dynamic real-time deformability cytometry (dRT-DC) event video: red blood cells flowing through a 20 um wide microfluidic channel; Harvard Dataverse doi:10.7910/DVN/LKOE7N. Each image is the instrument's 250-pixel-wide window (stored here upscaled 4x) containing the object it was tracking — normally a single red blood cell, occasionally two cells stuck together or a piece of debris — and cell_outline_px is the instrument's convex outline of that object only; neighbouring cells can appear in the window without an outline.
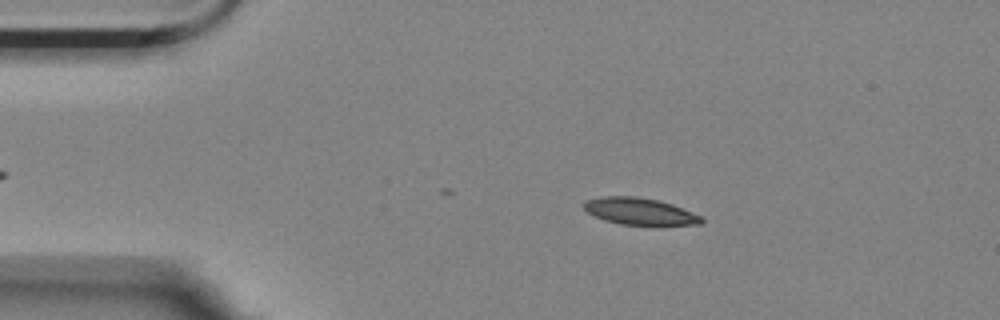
{"species": "Egyptian fruit bat (a non-hibernating species)", "species_latin": "Rousettus aegyptiacus", "temperature_condition": "room temperature", "stored_images_in_passage": 10, "camera_frame_rate_fps": 3000, "um_per_image_px": 0.085, "animal": {"sex": "female"}, "frame": {"image": 1, "passage_image": 2, "time_ms": 0.333, "image_size_px": [1000, 320], "cell_outline_px": [[704, 220], [700, 224], [620, 224], [604, 220], [588, 212], [584, 208], [584, 200], [600, 196], [636, 196], [660, 200], [672, 204], [700, 216]], "centroid_in_image_um": [54.32, 17.93], "position_along_channel_um": 30.7, "area_um2": 18.09}}
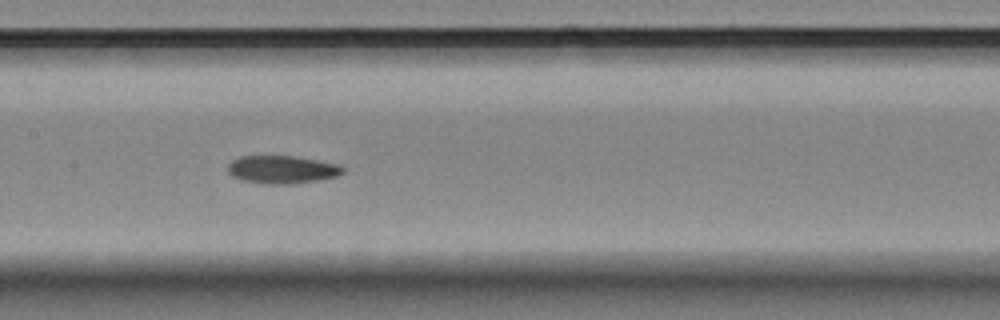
{"frame": {"image": 2, "passage_image": 7, "time_ms": 2.0, "image_size_px": [1000, 320], "cell_outline_px": [[344, 172], [336, 176], [316, 180], [288, 184], [264, 184], [240, 180], [232, 176], [228, 172], [228, 164], [232, 160], [240, 156], [296, 156], [340, 164], [344, 168]], "centroid_in_image_um": [23.95, 14.4], "position_along_channel_um": 183.4, "area_um2": 18.79}}
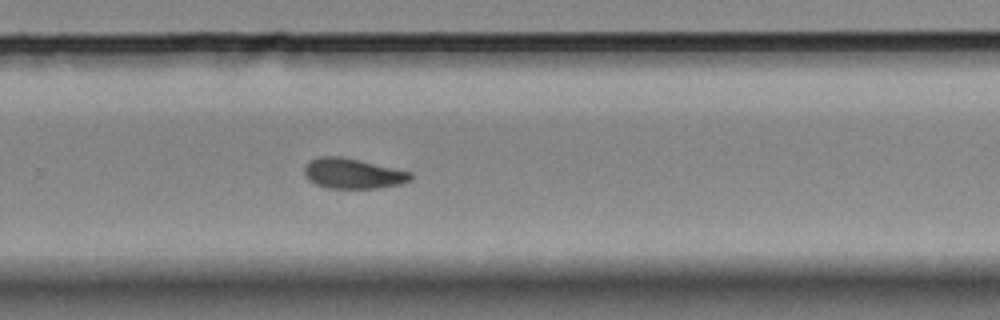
{"frame": {"image": 3, "passage_image": 10, "time_ms": 3.0, "image_size_px": [1000, 320], "cell_outline_px": [[412, 180], [400, 184], [380, 188], [328, 188], [316, 184], [308, 180], [304, 172], [304, 168], [312, 160], [320, 156], [340, 156], [412, 172]], "centroid_in_image_um": [30.01, 14.76], "position_along_channel_um": 299.8, "area_um2": 18.55}}